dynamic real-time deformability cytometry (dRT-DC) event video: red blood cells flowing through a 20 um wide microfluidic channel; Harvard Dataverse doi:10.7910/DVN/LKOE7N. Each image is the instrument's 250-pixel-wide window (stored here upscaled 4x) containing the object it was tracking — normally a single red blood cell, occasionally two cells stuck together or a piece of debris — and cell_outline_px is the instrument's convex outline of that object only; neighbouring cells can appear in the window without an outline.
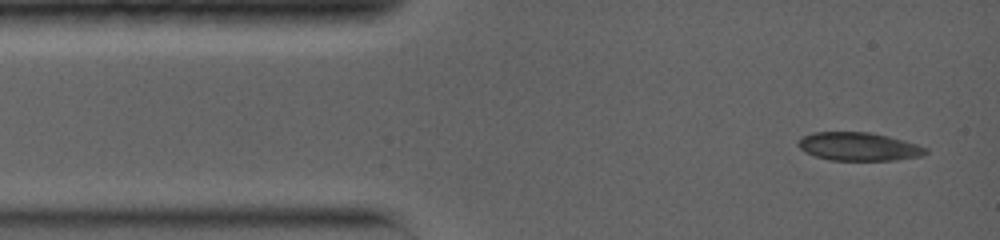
{"species": "common noctule bat (a hibernating species)", "species_latin": "Nyctalus noctula", "temperature_condition": "warm", "stored_images_in_passage": 3, "camera_frame_rate_fps": 5000, "um_per_image_px": 0.085, "animal": {"sex": "female", "body_mass_g": 19.0, "forearm_length_mm": 56.7}, "frame": {"image": 1, "passage_image": 1, "time_ms": 0.0, "image_size_px": [1000, 240], "cell_outline_px": [[928, 152], [920, 156], [896, 160], [828, 160], [804, 152], [796, 144], [796, 140], [800, 136], [812, 132], [868, 132], [888, 136], [916, 144], [928, 148]], "centroid_in_image_um": [72.92, 12.45], "position_along_channel_um": 12.1, "area_um2": 21.15}}
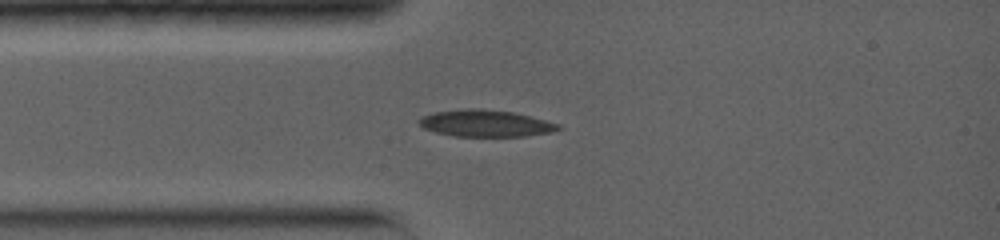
{"frame": {"image": 2, "passage_image": 3, "time_ms": 2.2, "image_size_px": [1000, 240], "cell_outline_px": [[564, 128], [552, 132], [524, 136], [452, 136], [436, 132], [424, 128], [416, 120], [420, 116], [432, 112], [468, 108], [480, 108], [512, 112], [560, 124]], "centroid_in_image_um": [41.24, 10.48], "position_along_channel_um": 43.8, "area_um2": 21.79}}